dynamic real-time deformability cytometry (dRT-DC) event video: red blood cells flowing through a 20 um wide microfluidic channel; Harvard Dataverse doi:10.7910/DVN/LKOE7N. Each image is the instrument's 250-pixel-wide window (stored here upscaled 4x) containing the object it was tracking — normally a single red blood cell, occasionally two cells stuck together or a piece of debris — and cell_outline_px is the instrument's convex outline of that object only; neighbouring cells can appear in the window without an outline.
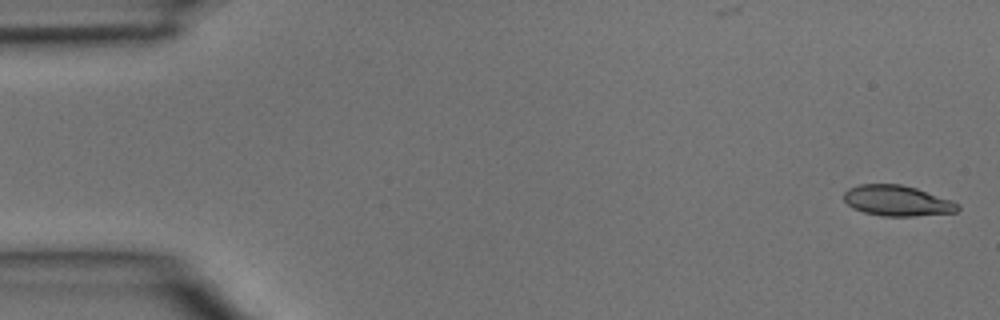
{"species": "common noctule bat (a hibernating species)", "species_latin": "Nyctalus noctula", "temperature_condition": "room temperature", "stored_images_in_passage": 4, "camera_frame_rate_fps": 3000, "um_per_image_px": 0.085, "animal": {"sex": "male", "body_mass_g": 15.6}, "frame": {"image": 1, "passage_image": 1, "time_ms": 0.0, "image_size_px": [1000, 320], "cell_outline_px": [[960, 208], [956, 212], [912, 216], [880, 216], [864, 212], [852, 208], [844, 200], [844, 192], [848, 188], [860, 184], [900, 184], [916, 188], [952, 200], [960, 204]], "centroid_in_image_um": [76.26, 17.06], "position_along_channel_um": 8.7, "area_um2": 20.35}}
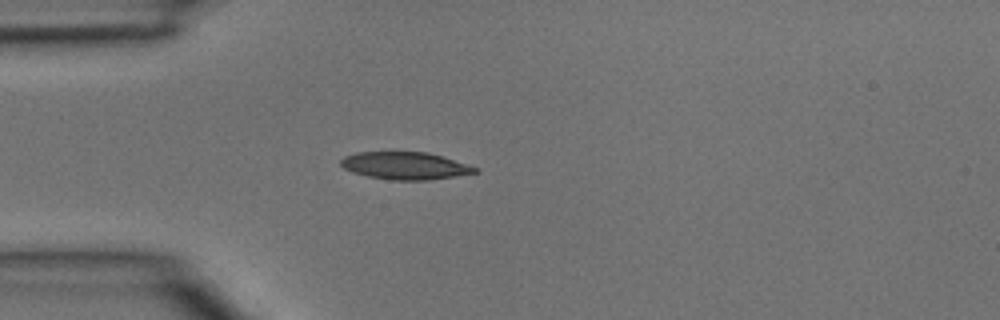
{"frame": {"image": 2, "passage_image": 4, "time_ms": 1.0, "image_size_px": [1000, 320], "cell_outline_px": [[480, 172], [456, 176], [428, 180], [392, 180], [368, 176], [352, 172], [344, 168], [340, 164], [340, 160], [344, 156], [356, 152], [428, 152], [444, 156], [480, 168]], "centroid_in_image_um": [34.48, 14.08], "position_along_channel_um": 50.5, "area_um2": 21.68}}